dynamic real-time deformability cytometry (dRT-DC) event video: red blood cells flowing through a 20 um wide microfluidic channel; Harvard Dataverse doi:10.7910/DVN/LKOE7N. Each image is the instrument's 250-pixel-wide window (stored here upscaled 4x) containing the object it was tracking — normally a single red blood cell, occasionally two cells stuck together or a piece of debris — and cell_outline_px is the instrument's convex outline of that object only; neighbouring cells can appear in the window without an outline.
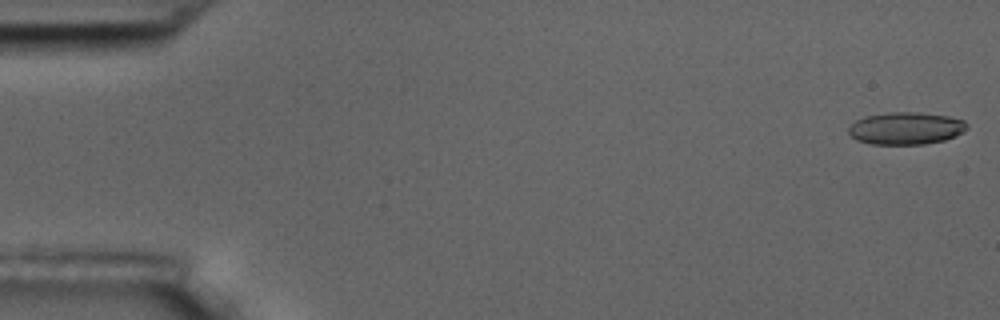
{"species": "common noctule bat (a hibernating species)", "species_latin": "Nyctalus noctula", "temperature_condition": "room temperature", "stored_images_in_passage": 15, "camera_frame_rate_fps": 3000, "um_per_image_px": 0.085, "animal": {"sex": "male", "body_mass_g": 17.5, "forearm_length_mm": 52.3}, "frame": {"image": 1, "passage_image": 1, "time_ms": 0.0, "image_size_px": [1000, 320], "cell_outline_px": [[968, 128], [964, 132], [944, 140], [924, 144], [872, 144], [856, 140], [848, 132], [848, 128], [856, 120], [864, 116], [892, 112], [916, 112], [948, 116], [964, 120], [968, 124]], "centroid_in_image_um": [77.01, 10.9], "position_along_channel_um": 8.0, "area_um2": 22.31}}
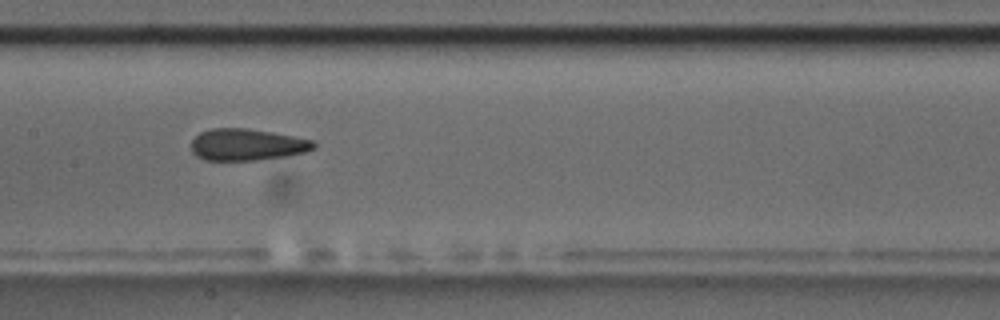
{"frame": {"image": 2, "passage_image": 8, "time_ms": 9.0, "image_size_px": [1000, 320], "cell_outline_px": [[316, 148], [308, 152], [284, 156], [256, 160], [204, 160], [196, 156], [192, 152], [192, 140], [200, 132], [212, 128], [248, 128], [272, 132], [312, 140], [316, 144]], "centroid_in_image_um": [21.0, 12.29], "position_along_channel_um": 186.4, "area_um2": 22.66}}
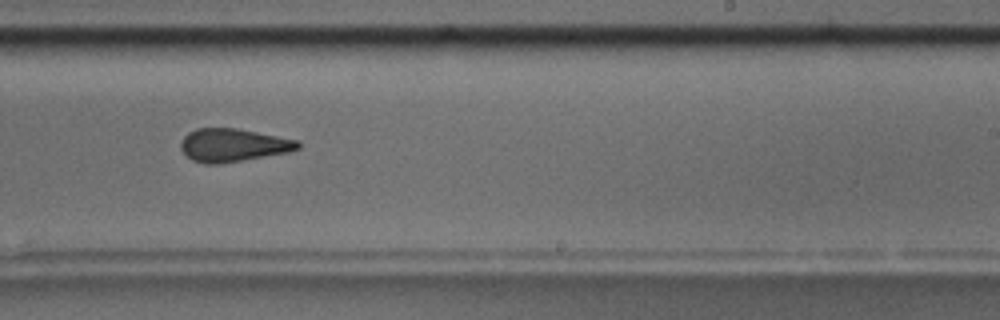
{"frame": {"image": 3, "passage_image": 10, "time_ms": 11.333, "image_size_px": [1000, 320], "cell_outline_px": [[300, 148], [288, 152], [220, 164], [204, 164], [192, 160], [180, 148], [180, 140], [188, 132], [196, 128], [236, 128], [300, 140]], "centroid_in_image_um": [19.8, 12.33], "position_along_channel_um": 269.2, "area_um2": 22.66}, "authors_computed_cell_mechanics": {"area_um2": 22.6576, "velocity_mm_per_s": 3.5572, "shape_relaxation_time_tau1_ms": 3.5696, "shape_relaxation_time_tau2_ms": 1.2895, "deformation_change_tau1": 0.1006, "deformation_change_tau2": 0.0861}}